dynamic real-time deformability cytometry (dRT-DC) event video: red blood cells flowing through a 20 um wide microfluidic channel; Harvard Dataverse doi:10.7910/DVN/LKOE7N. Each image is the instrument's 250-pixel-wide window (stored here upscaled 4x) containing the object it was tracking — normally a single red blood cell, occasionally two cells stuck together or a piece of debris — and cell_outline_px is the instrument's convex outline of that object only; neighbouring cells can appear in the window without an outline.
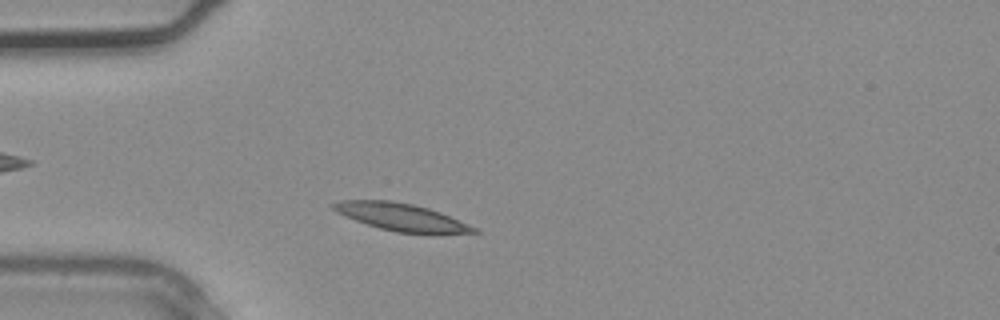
{"species": "common noctule bat (a hibernating species)", "species_latin": "Nyctalus noctula", "temperature_condition": "warm", "stored_images_in_passage": 2, "camera_frame_rate_fps": 3000, "um_per_image_px": 0.085, "animal": {"sex": "male", "body_mass_g": 20.4}, "frame": {"image": 1, "passage_image": 2, "time_ms": 0.333, "image_size_px": [1000, 320], "cell_outline_px": [[480, 232], [396, 232], [380, 228], [356, 220], [336, 212], [328, 204], [340, 200], [392, 200], [412, 204], [428, 208], [440, 212], [476, 228]], "centroid_in_image_um": [33.99, 18.4], "position_along_channel_um": 51.0, "area_um2": 21.73}}